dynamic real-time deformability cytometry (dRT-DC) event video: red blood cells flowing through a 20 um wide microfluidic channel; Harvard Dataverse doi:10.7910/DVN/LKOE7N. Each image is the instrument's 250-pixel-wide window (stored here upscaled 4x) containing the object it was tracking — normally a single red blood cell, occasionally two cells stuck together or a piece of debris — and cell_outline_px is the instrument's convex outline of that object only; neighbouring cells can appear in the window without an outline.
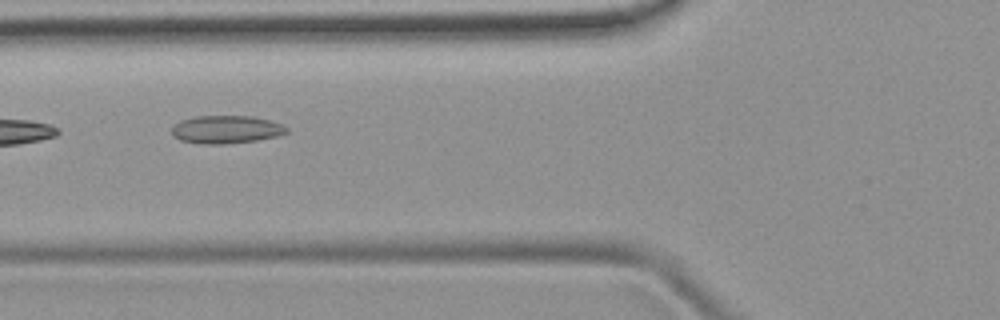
{"species": "common noctule bat (a hibernating species)", "species_latin": "Nyctalus noctula", "temperature_condition": "room temperature", "stored_images_in_passage": 4, "camera_frame_rate_fps": 3000, "um_per_image_px": 0.085, "animal": {"sex": "female", "body_mass_g": 19.9}, "frame": {"image": 1, "passage_image": 2, "time_ms": 1.0, "image_size_px": [1000, 320], "cell_outline_px": [[288, 132], [276, 136], [256, 140], [224, 144], [200, 144], [180, 140], [172, 136], [172, 124], [180, 120], [196, 116], [252, 116], [268, 120], [280, 124], [288, 128]], "centroid_in_image_um": [19.16, 11.0], "position_along_channel_um": 106.6, "area_um2": 18.73}}
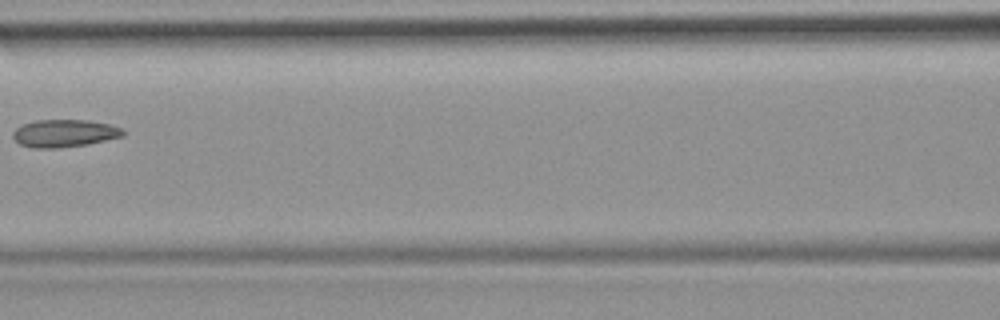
{"frame": {"image": 2, "passage_image": 3, "time_ms": 2.333, "image_size_px": [1000, 320], "cell_outline_px": [[124, 136], [88, 144], [60, 148], [32, 148], [20, 144], [12, 136], [12, 132], [16, 128], [24, 124], [36, 120], [88, 120], [108, 124], [120, 128], [124, 132]], "centroid_in_image_um": [5.45, 11.33], "position_along_channel_um": 161.1, "area_um2": 17.63}}
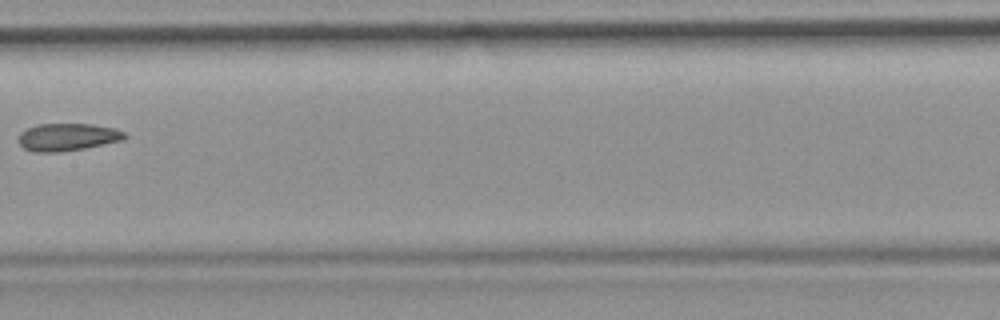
{"frame": {"image": 3, "passage_image": 4, "time_ms": 3.333, "image_size_px": [1000, 320], "cell_outline_px": [[128, 136], [124, 140], [84, 148], [60, 152], [32, 152], [24, 148], [16, 140], [16, 136], [20, 132], [36, 124], [92, 124], [116, 128], [124, 132]], "centroid_in_image_um": [5.71, 11.65], "position_along_channel_um": 201.7, "area_um2": 17.28}}